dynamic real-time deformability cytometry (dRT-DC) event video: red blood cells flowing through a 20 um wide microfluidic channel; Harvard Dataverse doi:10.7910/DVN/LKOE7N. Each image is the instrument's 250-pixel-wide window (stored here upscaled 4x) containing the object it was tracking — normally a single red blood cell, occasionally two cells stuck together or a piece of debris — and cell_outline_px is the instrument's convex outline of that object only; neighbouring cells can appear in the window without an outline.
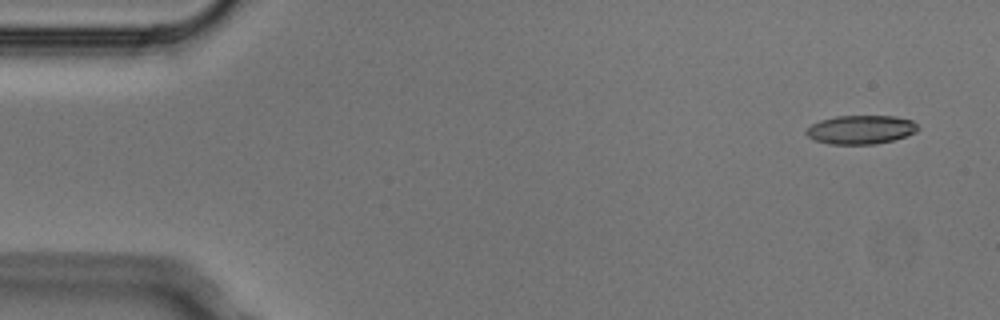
{"species": "Egyptian fruit bat (a non-hibernating species)", "species_latin": "Rousettus aegyptiacus", "temperature_condition": "cold", "stored_images_in_passage": 6, "camera_frame_rate_fps": 3000, "um_per_image_px": 0.085, "animal": {"sex": "male"}, "frame": {"image": 1, "passage_image": 1, "time_ms": 0.0, "image_size_px": [1000, 320], "cell_outline_px": [[920, 128], [916, 132], [892, 140], [876, 144], [828, 144], [816, 140], [808, 136], [804, 132], [812, 124], [820, 120], [836, 116], [896, 116], [912, 120]], "centroid_in_image_um": [73.17, 11.01], "position_along_channel_um": 11.8, "area_um2": 18.67}}
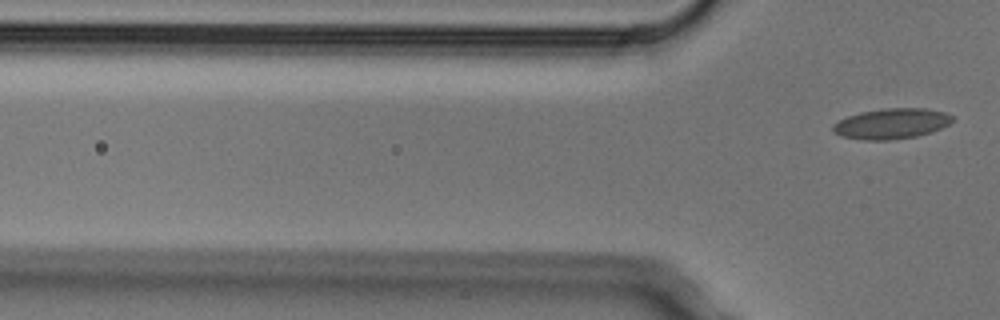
{"frame": {"image": 2, "passage_image": 6, "time_ms": 1.667, "image_size_px": [1000, 320], "cell_outline_px": [[956, 116], [948, 124], [932, 132], [916, 136], [892, 140], [860, 140], [840, 136], [832, 132], [832, 124], [848, 116], [860, 112], [884, 108], [924, 108], [944, 112]], "centroid_in_image_um": [75.75, 10.51], "position_along_channel_um": 50.1, "area_um2": 21.39}}